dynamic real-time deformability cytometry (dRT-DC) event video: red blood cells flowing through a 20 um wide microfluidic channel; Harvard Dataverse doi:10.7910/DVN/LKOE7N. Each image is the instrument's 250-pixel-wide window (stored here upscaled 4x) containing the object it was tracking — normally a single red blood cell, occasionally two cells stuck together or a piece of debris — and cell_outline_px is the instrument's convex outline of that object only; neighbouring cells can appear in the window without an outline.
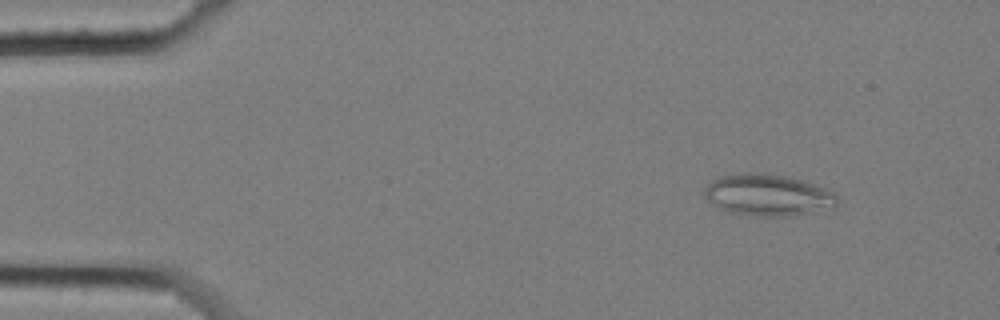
{"species": "common noctule bat (a hibernating species)", "species_latin": "Nyctalus noctula", "temperature_condition": "cold", "stored_images_in_passage": 58, "camera_frame_rate_fps": 3000, "um_per_image_px": 0.085, "animal": {"sex": "female", "body_mass_g": 25.1}, "frame": {"image": 1, "passage_image": 7, "time_ms": 2.0, "image_size_px": [1000, 320], "cell_outline_px": [[836, 204], [808, 212], [788, 216], [752, 216], [728, 212], [716, 208], [704, 196], [704, 188], [712, 180], [720, 176], [740, 172], [768, 172], [788, 176], [816, 184], [832, 192], [836, 196]], "centroid_in_image_um": [65.15, 16.55], "position_along_channel_um": 19.8, "area_um2": 32.25}}
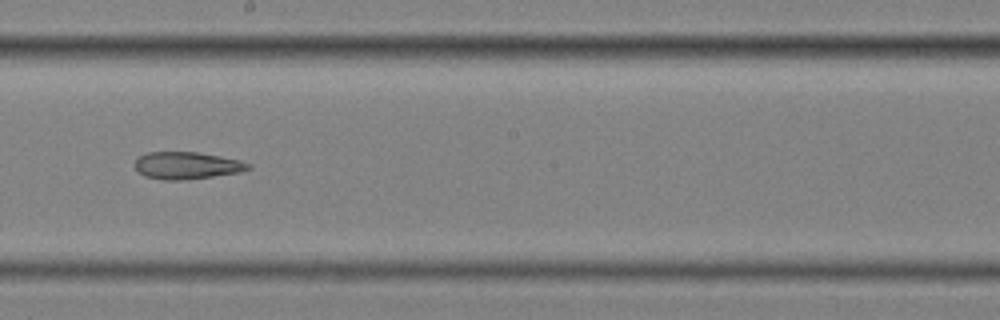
{"frame": {"image": 2, "passage_image": 33, "time_ms": 10.667, "image_size_px": [1000, 320], "cell_outline_px": [[252, 168], [240, 172], [188, 180], [164, 180], [144, 176], [136, 168], [136, 160], [140, 156], [148, 152], [196, 152], [220, 156], [240, 160], [252, 164]], "centroid_in_image_um": [15.93, 14.07], "position_along_channel_um": 232.3, "area_um2": 17.98}}
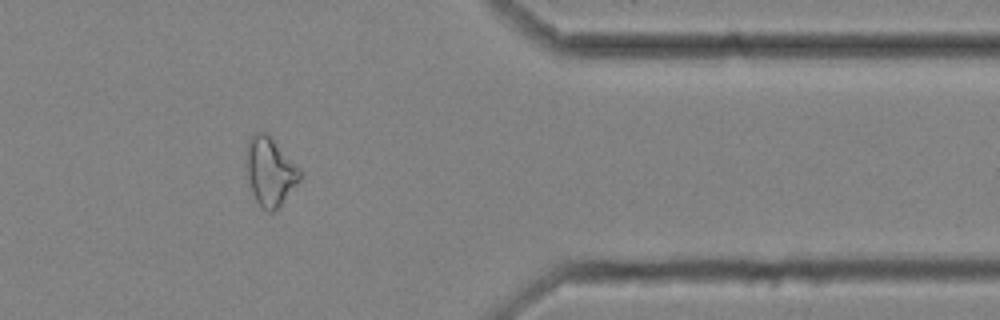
{"frame": {"image": 3, "passage_image": 48, "time_ms": 15.667, "image_size_px": [1000, 320], "cell_outline_px": [[300, 180], [280, 204], [272, 212], [268, 212], [256, 200], [252, 192], [248, 180], [244, 164], [244, 160], [248, 140], [256, 132], [268, 132], [300, 168]], "centroid_in_image_um": [22.92, 14.51], "position_along_channel_um": 388.5, "area_um2": 21.44}, "authors_computed_cell_mechanics": {"area_um2": 22.3108, "velocity_mm_per_s": 3.4729, "shape_relaxation_time_tau1_ms": null, "shape_relaxation_time_tau2_ms": 10.3297, "deformation_change_tau1": null, "deformation_change_tau2": 0.2275}}